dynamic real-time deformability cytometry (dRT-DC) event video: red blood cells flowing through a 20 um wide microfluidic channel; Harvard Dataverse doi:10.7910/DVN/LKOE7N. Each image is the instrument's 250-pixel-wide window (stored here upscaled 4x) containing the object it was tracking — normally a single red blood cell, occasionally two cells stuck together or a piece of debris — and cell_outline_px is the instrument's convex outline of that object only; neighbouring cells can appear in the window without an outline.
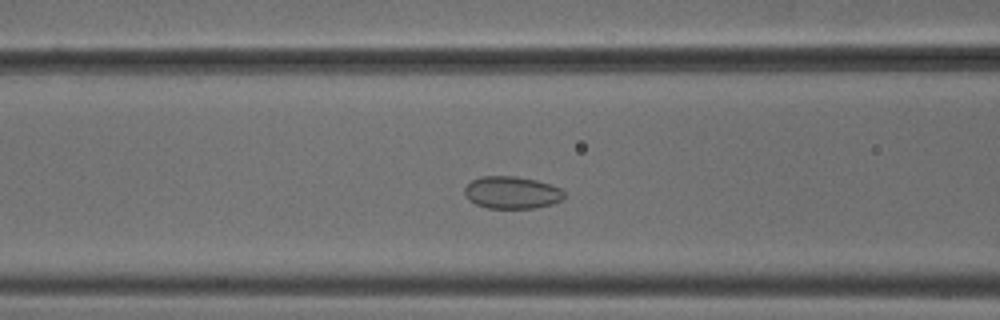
{"species": "common noctule bat (a hibernating species)", "species_latin": "Nyctalus noctula", "temperature_condition": "cold", "stored_images_in_passage": 41, "camera_frame_rate_fps": 3000, "um_per_image_px": 0.085, "animal": {"sex": "male", "body_mass_g": 18.8}, "frame": {"image": 1, "passage_image": 9, "time_ms": 2.667, "image_size_px": [1000, 320], "cell_outline_px": [[564, 196], [560, 200], [552, 204], [536, 208], [488, 208], [476, 204], [464, 192], [464, 188], [472, 180], [484, 176], [516, 176], [536, 180], [560, 188], [564, 192]], "centroid_in_image_um": [43.52, 16.36], "position_along_channel_um": 123.1, "area_um2": 18.5}}
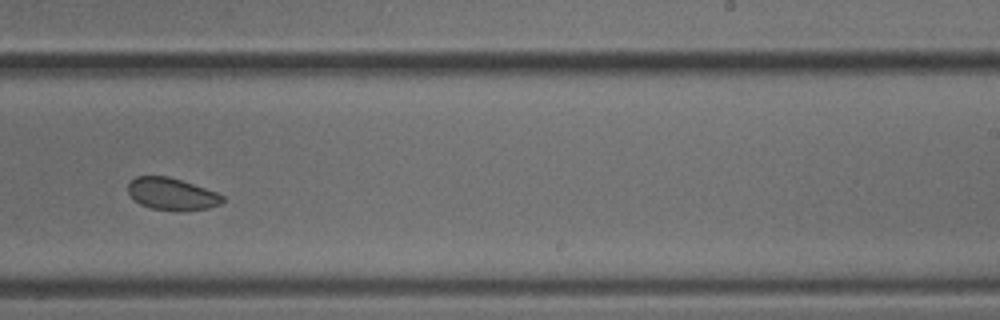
{"frame": {"image": 2, "passage_image": 21, "time_ms": 6.667, "image_size_px": [1000, 320], "cell_outline_px": [[224, 200], [220, 204], [208, 208], [152, 208], [140, 204], [128, 192], [128, 184], [136, 176], [168, 176], [216, 192], [224, 196]], "centroid_in_image_um": [14.58, 16.44], "position_along_channel_um": 274.4, "area_um2": 16.76}}
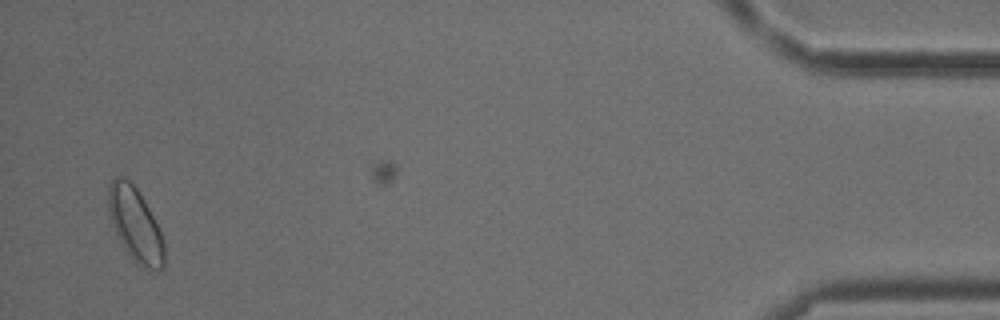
{"frame": {"image": 3, "passage_image": 39, "time_ms": 12.667, "image_size_px": [1000, 320], "cell_outline_px": [[164, 268], [148, 272], [132, 260], [116, 236], [108, 212], [108, 188], [112, 180], [116, 176], [124, 176], [136, 188], [148, 208], [164, 240]], "centroid_in_image_um": [11.48, 19.14], "position_along_channel_um": 423.7, "area_um2": 24.1}}